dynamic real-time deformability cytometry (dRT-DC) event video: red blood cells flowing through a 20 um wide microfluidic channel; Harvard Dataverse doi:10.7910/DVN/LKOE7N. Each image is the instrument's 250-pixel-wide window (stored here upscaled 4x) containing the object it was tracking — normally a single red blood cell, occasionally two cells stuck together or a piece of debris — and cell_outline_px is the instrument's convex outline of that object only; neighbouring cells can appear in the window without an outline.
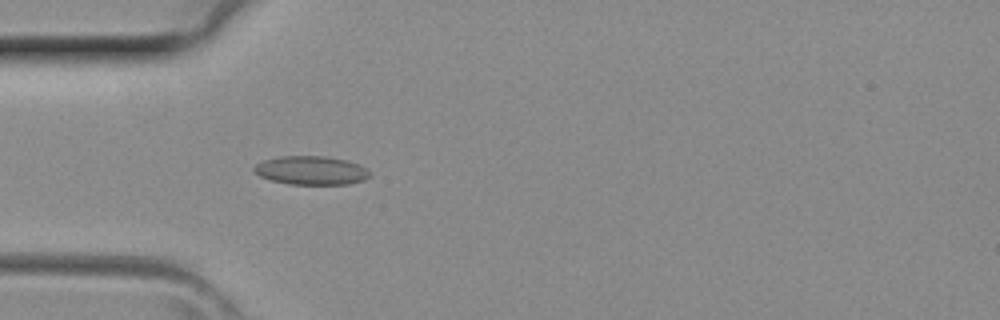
{"species": "common noctule bat (a hibernating species)", "species_latin": "Nyctalus noctula", "temperature_condition": "room temperature", "stored_images_in_passage": 3, "camera_frame_rate_fps": 3000, "um_per_image_px": 0.085, "animal": {"sex": "female", "body_mass_g": 29.2, "forearm_length_mm": 56.3}, "frame": {"image": 1, "passage_image": 3, "time_ms": 0.667, "image_size_px": [1000, 320], "cell_outline_px": [[368, 176], [364, 180], [348, 184], [288, 184], [272, 180], [260, 176], [252, 168], [256, 164], [264, 160], [280, 156], [324, 156], [348, 160], [360, 164], [368, 172]], "centroid_in_image_um": [26.44, 14.48], "position_along_channel_um": 58.6, "area_um2": 19.19}}